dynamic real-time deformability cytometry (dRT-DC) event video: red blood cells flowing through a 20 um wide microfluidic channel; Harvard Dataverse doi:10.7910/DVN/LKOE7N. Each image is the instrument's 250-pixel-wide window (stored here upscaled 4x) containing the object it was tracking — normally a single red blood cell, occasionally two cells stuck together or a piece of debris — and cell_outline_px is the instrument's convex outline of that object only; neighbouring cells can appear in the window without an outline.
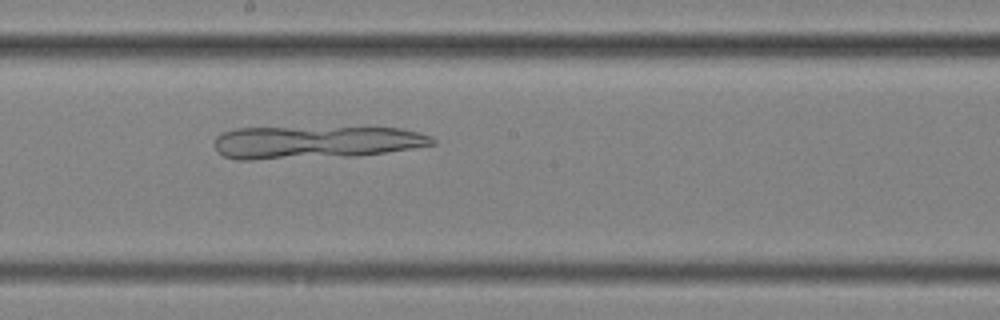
{"species": "common noctule bat (a hibernating species)", "species_latin": "Nyctalus noctula", "temperature_condition": "cold", "stored_images_in_passage": 37, "camera_frame_rate_fps": 3000, "um_per_image_px": 0.085, "animal": {"sex": "female", "body_mass_g": 25.1}, "frame": {"image": 1, "passage_image": 16, "time_ms": 5.0, "image_size_px": [1000, 320], "cell_outline_px": [[436, 144], [412, 148], [360, 156], [252, 160], [236, 160], [224, 156], [216, 152], [212, 144], [216, 136], [224, 132], [236, 128], [400, 128], [420, 132], [432, 136], [436, 140]], "centroid_in_image_um": [26.79, 12.11], "position_along_channel_um": 221.4, "area_um2": 41.96}}